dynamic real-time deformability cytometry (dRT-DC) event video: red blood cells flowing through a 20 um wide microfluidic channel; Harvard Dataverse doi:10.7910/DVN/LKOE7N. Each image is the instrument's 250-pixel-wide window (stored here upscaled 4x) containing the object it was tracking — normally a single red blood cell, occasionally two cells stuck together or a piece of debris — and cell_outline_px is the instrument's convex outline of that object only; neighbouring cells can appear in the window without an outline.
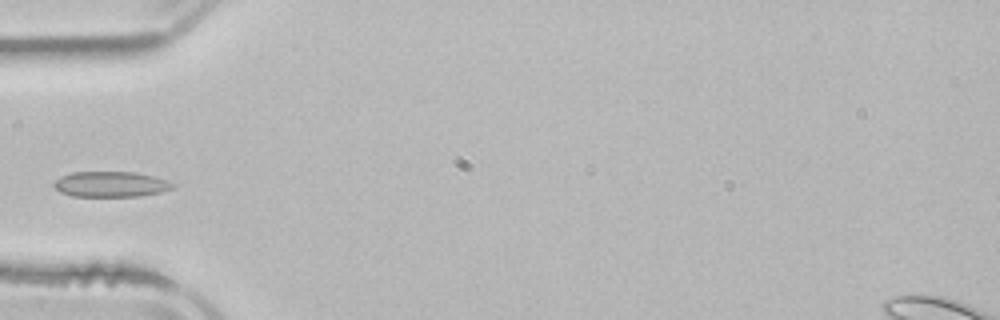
{"species": "common noctule bat (a hibernating species)", "species_latin": "Nyctalus noctula", "temperature_condition": "room temperature", "stored_images_in_passage": 4, "camera_frame_rate_fps": 3000, "um_per_image_px": 0.085, "animal": {"sex": "male", "body_mass_g": 21.5, "forearm_length_mm": 52.0}, "frame": {"image": 1, "passage_image": 4, "time_ms": 5.333, "image_size_px": [1000, 320], "cell_outline_px": [[176, 188], [164, 192], [140, 196], [72, 196], [60, 192], [52, 184], [60, 176], [72, 172], [136, 172], [168, 180], [176, 184]], "centroid_in_image_um": [9.47, 15.66], "position_along_channel_um": 75.5, "area_um2": 17.86}}